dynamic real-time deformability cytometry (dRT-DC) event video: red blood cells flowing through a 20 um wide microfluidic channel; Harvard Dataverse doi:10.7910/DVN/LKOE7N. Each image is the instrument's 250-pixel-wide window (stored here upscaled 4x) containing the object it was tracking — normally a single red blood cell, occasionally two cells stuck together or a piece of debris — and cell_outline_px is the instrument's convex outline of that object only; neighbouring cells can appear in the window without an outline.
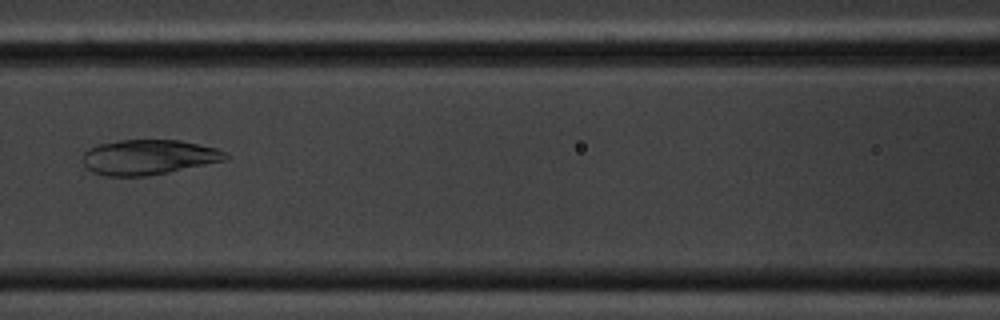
{"species": "common noctule bat (a hibernating species)", "species_latin": "Nyctalus noctula", "temperature_condition": "cold", "stored_images_in_passage": 11, "camera_frame_rate_fps": 3000, "um_per_image_px": 0.085, "animal": {"sex": "male", "body_mass_g": 20.1, "forearm_length_mm": 53.5}, "frame": {"image": 1, "passage_image": 7, "time_ms": 7.667, "image_size_px": [1000, 320], "cell_outline_px": [[228, 156], [224, 160], [168, 172], [144, 176], [108, 176], [92, 172], [84, 164], [84, 152], [88, 148], [96, 144], [120, 140], [180, 140], [216, 148], [228, 152]], "centroid_in_image_um": [12.6, 13.35], "position_along_channel_um": 154.0, "area_um2": 28.96}}
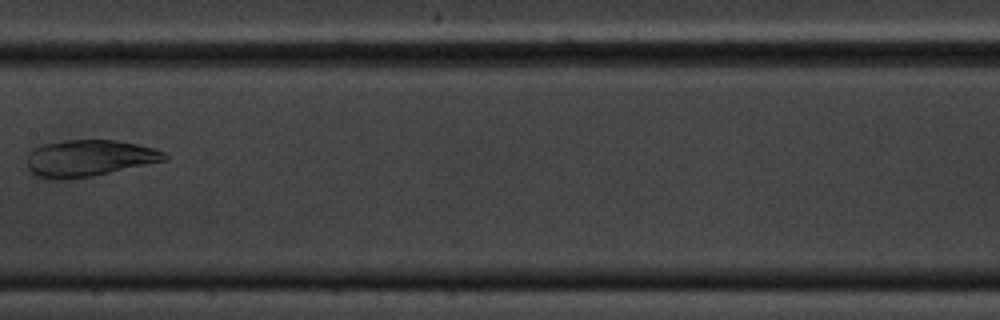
{"frame": {"image": 2, "passage_image": 8, "time_ms": 9.0, "image_size_px": [1000, 320], "cell_outline_px": [[168, 160], [92, 176], [64, 180], [48, 180], [32, 176], [28, 168], [28, 152], [32, 148], [44, 144], [64, 140], [116, 140], [156, 148], [164, 152], [168, 156]], "centroid_in_image_um": [7.53, 13.46], "position_along_channel_um": 199.9, "area_um2": 29.77}}